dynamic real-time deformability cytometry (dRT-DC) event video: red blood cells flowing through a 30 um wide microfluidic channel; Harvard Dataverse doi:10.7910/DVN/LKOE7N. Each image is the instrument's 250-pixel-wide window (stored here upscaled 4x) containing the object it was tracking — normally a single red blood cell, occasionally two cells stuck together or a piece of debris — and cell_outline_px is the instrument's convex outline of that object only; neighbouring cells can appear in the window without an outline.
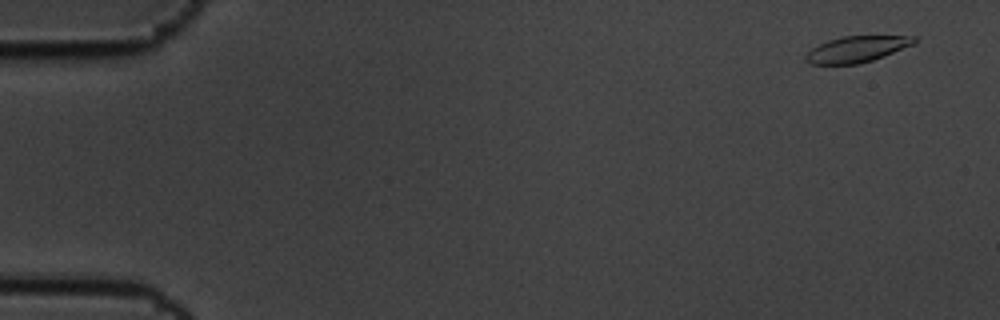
{"species": "common noctule bat (a hibernating species)", "species_latin": "Nyctalus noctula", "temperature_condition": "cold", "stored_images_in_passage": 5, "camera_frame_rate_fps": 3000, "um_per_image_px": 0.085, "animal": {"sex": "male", "body_mass_g": 19.5, "forearm_length_mm": 54.6}, "frame": {"image": 1, "passage_image": 1, "time_ms": 0.0, "image_size_px": [1000, 320], "cell_outline_px": [[916, 40], [912, 44], [884, 56], [860, 64], [812, 64], [804, 60], [804, 56], [812, 48], [828, 40], [840, 36], [916, 36]], "centroid_in_image_um": [72.78, 4.18], "position_along_channel_um": 12.2, "area_um2": 16.36}}
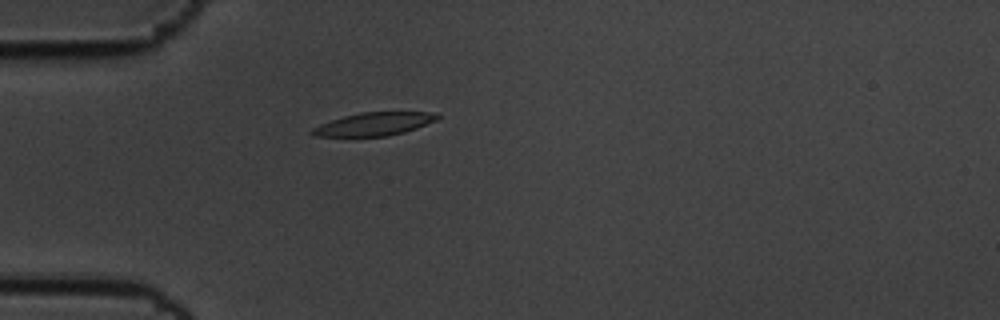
{"frame": {"image": 2, "passage_image": 5, "time_ms": 1.333, "image_size_px": [1000, 320], "cell_outline_px": [[440, 116], [436, 120], [416, 128], [404, 132], [388, 136], [312, 136], [308, 132], [312, 128], [320, 124], [344, 116], [360, 112], [432, 112]], "centroid_in_image_um": [31.76, 10.54], "position_along_channel_um": 53.2, "area_um2": 16.76}}